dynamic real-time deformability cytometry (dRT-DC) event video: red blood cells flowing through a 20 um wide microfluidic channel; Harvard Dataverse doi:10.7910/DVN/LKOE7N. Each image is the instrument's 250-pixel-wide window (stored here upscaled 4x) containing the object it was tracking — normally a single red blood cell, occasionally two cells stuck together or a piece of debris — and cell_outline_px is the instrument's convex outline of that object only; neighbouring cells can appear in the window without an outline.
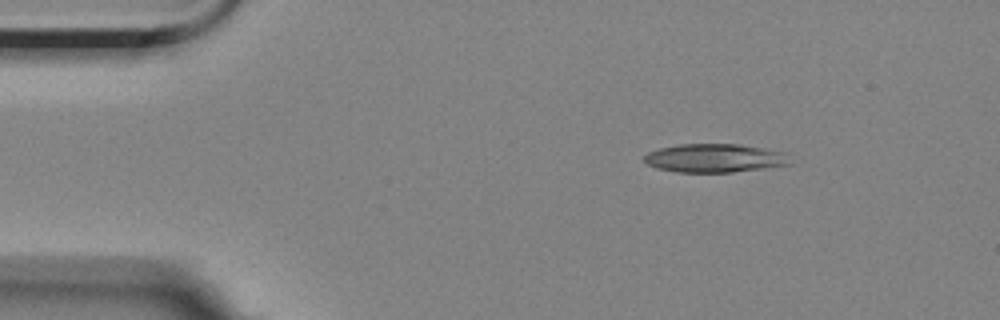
{"species": "Egyptian fruit bat (a non-hibernating species)", "species_latin": "Rousettus aegyptiacus", "temperature_condition": "room temperature", "stored_images_in_passage": 12, "camera_frame_rate_fps": 3000, "um_per_image_px": 0.085, "animal": {"sex": "female"}, "frame": {"image": 1, "passage_image": 1, "time_ms": 0.0, "image_size_px": [1000, 320], "cell_outline_px": [[792, 164], [732, 172], [676, 172], [656, 168], [648, 164], [644, 160], [644, 156], [648, 152], [660, 148], [680, 144], [736, 144], [784, 152]], "centroid_in_image_um": [60.71, 13.44], "position_along_channel_um": 24.3, "area_um2": 23.99}}
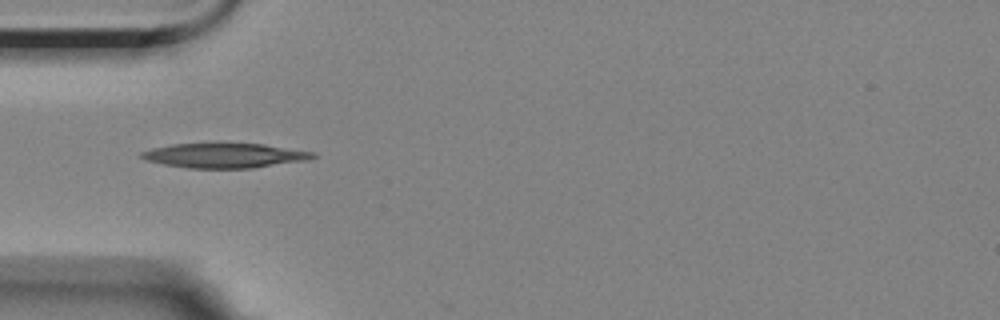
{"frame": {"image": 2, "passage_image": 10, "time_ms": 3.0, "image_size_px": [1000, 320], "cell_outline_px": [[316, 156], [308, 160], [252, 168], [188, 168], [164, 164], [144, 160], [140, 156], [140, 152], [152, 148], [172, 144], [264, 144], [316, 152]], "centroid_in_image_um": [19.1, 13.22], "position_along_channel_um": 65.9, "area_um2": 24.51}}